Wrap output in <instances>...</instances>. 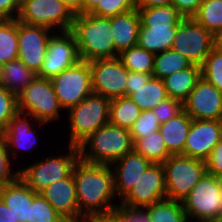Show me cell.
Returning <instances> with one entry per match:
<instances>
[{"instance_id":"obj_15","label":"cell","mask_w":222,"mask_h":222,"mask_svg":"<svg viewBox=\"0 0 222 222\" xmlns=\"http://www.w3.org/2000/svg\"><path fill=\"white\" fill-rule=\"evenodd\" d=\"M94 93L110 99L125 96L129 70L118 57L89 62Z\"/></svg>"},{"instance_id":"obj_52","label":"cell","mask_w":222,"mask_h":222,"mask_svg":"<svg viewBox=\"0 0 222 222\" xmlns=\"http://www.w3.org/2000/svg\"><path fill=\"white\" fill-rule=\"evenodd\" d=\"M213 46L222 50V27L212 33Z\"/></svg>"},{"instance_id":"obj_49","label":"cell","mask_w":222,"mask_h":222,"mask_svg":"<svg viewBox=\"0 0 222 222\" xmlns=\"http://www.w3.org/2000/svg\"><path fill=\"white\" fill-rule=\"evenodd\" d=\"M0 222H18L9 207L0 198Z\"/></svg>"},{"instance_id":"obj_26","label":"cell","mask_w":222,"mask_h":222,"mask_svg":"<svg viewBox=\"0 0 222 222\" xmlns=\"http://www.w3.org/2000/svg\"><path fill=\"white\" fill-rule=\"evenodd\" d=\"M36 76L17 58L3 65L0 84L18 96Z\"/></svg>"},{"instance_id":"obj_43","label":"cell","mask_w":222,"mask_h":222,"mask_svg":"<svg viewBox=\"0 0 222 222\" xmlns=\"http://www.w3.org/2000/svg\"><path fill=\"white\" fill-rule=\"evenodd\" d=\"M203 0H173L172 5L184 18H192Z\"/></svg>"},{"instance_id":"obj_48","label":"cell","mask_w":222,"mask_h":222,"mask_svg":"<svg viewBox=\"0 0 222 222\" xmlns=\"http://www.w3.org/2000/svg\"><path fill=\"white\" fill-rule=\"evenodd\" d=\"M173 0H134L135 8H150L171 5Z\"/></svg>"},{"instance_id":"obj_25","label":"cell","mask_w":222,"mask_h":222,"mask_svg":"<svg viewBox=\"0 0 222 222\" xmlns=\"http://www.w3.org/2000/svg\"><path fill=\"white\" fill-rule=\"evenodd\" d=\"M200 77L201 67L197 65H192L169 75L163 79L168 97L178 99L183 103L195 88Z\"/></svg>"},{"instance_id":"obj_2","label":"cell","mask_w":222,"mask_h":222,"mask_svg":"<svg viewBox=\"0 0 222 222\" xmlns=\"http://www.w3.org/2000/svg\"><path fill=\"white\" fill-rule=\"evenodd\" d=\"M71 32L76 38L81 60L90 62L118 57L112 38L111 17L75 14Z\"/></svg>"},{"instance_id":"obj_20","label":"cell","mask_w":222,"mask_h":222,"mask_svg":"<svg viewBox=\"0 0 222 222\" xmlns=\"http://www.w3.org/2000/svg\"><path fill=\"white\" fill-rule=\"evenodd\" d=\"M40 194L67 222H84L86 217L77 203L73 174L65 179L49 184Z\"/></svg>"},{"instance_id":"obj_3","label":"cell","mask_w":222,"mask_h":222,"mask_svg":"<svg viewBox=\"0 0 222 222\" xmlns=\"http://www.w3.org/2000/svg\"><path fill=\"white\" fill-rule=\"evenodd\" d=\"M136 9L141 19L137 45L154 54L171 49L184 17L172 4Z\"/></svg>"},{"instance_id":"obj_42","label":"cell","mask_w":222,"mask_h":222,"mask_svg":"<svg viewBox=\"0 0 222 222\" xmlns=\"http://www.w3.org/2000/svg\"><path fill=\"white\" fill-rule=\"evenodd\" d=\"M205 163L207 173L216 176L222 172V140L213 148Z\"/></svg>"},{"instance_id":"obj_54","label":"cell","mask_w":222,"mask_h":222,"mask_svg":"<svg viewBox=\"0 0 222 222\" xmlns=\"http://www.w3.org/2000/svg\"><path fill=\"white\" fill-rule=\"evenodd\" d=\"M210 222H222V217H218L217 219L212 220Z\"/></svg>"},{"instance_id":"obj_53","label":"cell","mask_w":222,"mask_h":222,"mask_svg":"<svg viewBox=\"0 0 222 222\" xmlns=\"http://www.w3.org/2000/svg\"><path fill=\"white\" fill-rule=\"evenodd\" d=\"M216 178L218 180V184H219L220 188L222 189V172L220 174H217Z\"/></svg>"},{"instance_id":"obj_18","label":"cell","mask_w":222,"mask_h":222,"mask_svg":"<svg viewBox=\"0 0 222 222\" xmlns=\"http://www.w3.org/2000/svg\"><path fill=\"white\" fill-rule=\"evenodd\" d=\"M222 140V120L192 119L183 156L205 161Z\"/></svg>"},{"instance_id":"obj_39","label":"cell","mask_w":222,"mask_h":222,"mask_svg":"<svg viewBox=\"0 0 222 222\" xmlns=\"http://www.w3.org/2000/svg\"><path fill=\"white\" fill-rule=\"evenodd\" d=\"M135 9L134 0H100L90 13L99 17H112Z\"/></svg>"},{"instance_id":"obj_35","label":"cell","mask_w":222,"mask_h":222,"mask_svg":"<svg viewBox=\"0 0 222 222\" xmlns=\"http://www.w3.org/2000/svg\"><path fill=\"white\" fill-rule=\"evenodd\" d=\"M27 222H67L51 204L38 193L29 203V219Z\"/></svg>"},{"instance_id":"obj_44","label":"cell","mask_w":222,"mask_h":222,"mask_svg":"<svg viewBox=\"0 0 222 222\" xmlns=\"http://www.w3.org/2000/svg\"><path fill=\"white\" fill-rule=\"evenodd\" d=\"M151 77L152 74L129 71L126 80L125 96L129 97L132 94V89H137L142 85H145Z\"/></svg>"},{"instance_id":"obj_50","label":"cell","mask_w":222,"mask_h":222,"mask_svg":"<svg viewBox=\"0 0 222 222\" xmlns=\"http://www.w3.org/2000/svg\"><path fill=\"white\" fill-rule=\"evenodd\" d=\"M64 2L74 14H82L83 0H61Z\"/></svg>"},{"instance_id":"obj_27","label":"cell","mask_w":222,"mask_h":222,"mask_svg":"<svg viewBox=\"0 0 222 222\" xmlns=\"http://www.w3.org/2000/svg\"><path fill=\"white\" fill-rule=\"evenodd\" d=\"M148 222H189L183 204L172 199H162L142 209Z\"/></svg>"},{"instance_id":"obj_11","label":"cell","mask_w":222,"mask_h":222,"mask_svg":"<svg viewBox=\"0 0 222 222\" xmlns=\"http://www.w3.org/2000/svg\"><path fill=\"white\" fill-rule=\"evenodd\" d=\"M50 80L64 113L93 92L91 70L87 61L80 60Z\"/></svg>"},{"instance_id":"obj_5","label":"cell","mask_w":222,"mask_h":222,"mask_svg":"<svg viewBox=\"0 0 222 222\" xmlns=\"http://www.w3.org/2000/svg\"><path fill=\"white\" fill-rule=\"evenodd\" d=\"M110 102V98L92 92L66 111L70 137L68 146L78 147L98 128L109 123Z\"/></svg>"},{"instance_id":"obj_12","label":"cell","mask_w":222,"mask_h":222,"mask_svg":"<svg viewBox=\"0 0 222 222\" xmlns=\"http://www.w3.org/2000/svg\"><path fill=\"white\" fill-rule=\"evenodd\" d=\"M213 48L210 31L193 18H184L180 22L171 49L186 57L192 65L201 67Z\"/></svg>"},{"instance_id":"obj_31","label":"cell","mask_w":222,"mask_h":222,"mask_svg":"<svg viewBox=\"0 0 222 222\" xmlns=\"http://www.w3.org/2000/svg\"><path fill=\"white\" fill-rule=\"evenodd\" d=\"M18 58V20L0 19V63Z\"/></svg>"},{"instance_id":"obj_17","label":"cell","mask_w":222,"mask_h":222,"mask_svg":"<svg viewBox=\"0 0 222 222\" xmlns=\"http://www.w3.org/2000/svg\"><path fill=\"white\" fill-rule=\"evenodd\" d=\"M183 110L199 120H222V92L203 77L183 102Z\"/></svg>"},{"instance_id":"obj_22","label":"cell","mask_w":222,"mask_h":222,"mask_svg":"<svg viewBox=\"0 0 222 222\" xmlns=\"http://www.w3.org/2000/svg\"><path fill=\"white\" fill-rule=\"evenodd\" d=\"M37 194L20 177L0 186V198L9 207L18 222L28 221L29 203H32Z\"/></svg>"},{"instance_id":"obj_36","label":"cell","mask_w":222,"mask_h":222,"mask_svg":"<svg viewBox=\"0 0 222 222\" xmlns=\"http://www.w3.org/2000/svg\"><path fill=\"white\" fill-rule=\"evenodd\" d=\"M201 77L222 92V50L213 48L201 66Z\"/></svg>"},{"instance_id":"obj_47","label":"cell","mask_w":222,"mask_h":222,"mask_svg":"<svg viewBox=\"0 0 222 222\" xmlns=\"http://www.w3.org/2000/svg\"><path fill=\"white\" fill-rule=\"evenodd\" d=\"M117 211L125 218L126 222H148L142 210L118 208Z\"/></svg>"},{"instance_id":"obj_13","label":"cell","mask_w":222,"mask_h":222,"mask_svg":"<svg viewBox=\"0 0 222 222\" xmlns=\"http://www.w3.org/2000/svg\"><path fill=\"white\" fill-rule=\"evenodd\" d=\"M166 198L165 170L162 164H152L129 193L119 202V208L142 210Z\"/></svg>"},{"instance_id":"obj_10","label":"cell","mask_w":222,"mask_h":222,"mask_svg":"<svg viewBox=\"0 0 222 222\" xmlns=\"http://www.w3.org/2000/svg\"><path fill=\"white\" fill-rule=\"evenodd\" d=\"M182 204L189 222H210L222 217V189L216 176L205 173Z\"/></svg>"},{"instance_id":"obj_9","label":"cell","mask_w":222,"mask_h":222,"mask_svg":"<svg viewBox=\"0 0 222 222\" xmlns=\"http://www.w3.org/2000/svg\"><path fill=\"white\" fill-rule=\"evenodd\" d=\"M75 14L61 0H21L17 20L54 32L71 31Z\"/></svg>"},{"instance_id":"obj_23","label":"cell","mask_w":222,"mask_h":222,"mask_svg":"<svg viewBox=\"0 0 222 222\" xmlns=\"http://www.w3.org/2000/svg\"><path fill=\"white\" fill-rule=\"evenodd\" d=\"M140 25L141 19L136 8L111 17L112 38L118 53L137 46Z\"/></svg>"},{"instance_id":"obj_7","label":"cell","mask_w":222,"mask_h":222,"mask_svg":"<svg viewBox=\"0 0 222 222\" xmlns=\"http://www.w3.org/2000/svg\"><path fill=\"white\" fill-rule=\"evenodd\" d=\"M18 110L45 124L60 121V115H64L51 80L40 76L18 95Z\"/></svg>"},{"instance_id":"obj_6","label":"cell","mask_w":222,"mask_h":222,"mask_svg":"<svg viewBox=\"0 0 222 222\" xmlns=\"http://www.w3.org/2000/svg\"><path fill=\"white\" fill-rule=\"evenodd\" d=\"M79 159L78 147L68 146L63 154L49 155L17 170L19 177L35 193H40L49 184L69 177Z\"/></svg>"},{"instance_id":"obj_37","label":"cell","mask_w":222,"mask_h":222,"mask_svg":"<svg viewBox=\"0 0 222 222\" xmlns=\"http://www.w3.org/2000/svg\"><path fill=\"white\" fill-rule=\"evenodd\" d=\"M159 127L160 123L155 117L154 112L152 110H145L141 111V114L129 131L134 142L136 139L145 138L158 131Z\"/></svg>"},{"instance_id":"obj_41","label":"cell","mask_w":222,"mask_h":222,"mask_svg":"<svg viewBox=\"0 0 222 222\" xmlns=\"http://www.w3.org/2000/svg\"><path fill=\"white\" fill-rule=\"evenodd\" d=\"M183 110V103L178 99L168 97L161 101L152 111L160 124L178 115Z\"/></svg>"},{"instance_id":"obj_38","label":"cell","mask_w":222,"mask_h":222,"mask_svg":"<svg viewBox=\"0 0 222 222\" xmlns=\"http://www.w3.org/2000/svg\"><path fill=\"white\" fill-rule=\"evenodd\" d=\"M18 112V96L0 84V133Z\"/></svg>"},{"instance_id":"obj_33","label":"cell","mask_w":222,"mask_h":222,"mask_svg":"<svg viewBox=\"0 0 222 222\" xmlns=\"http://www.w3.org/2000/svg\"><path fill=\"white\" fill-rule=\"evenodd\" d=\"M155 54L140 48L138 45L130 47L118 54L124 67L132 72L152 74Z\"/></svg>"},{"instance_id":"obj_46","label":"cell","mask_w":222,"mask_h":222,"mask_svg":"<svg viewBox=\"0 0 222 222\" xmlns=\"http://www.w3.org/2000/svg\"><path fill=\"white\" fill-rule=\"evenodd\" d=\"M87 222H126L125 218L116 210L109 213H103L91 216L86 219Z\"/></svg>"},{"instance_id":"obj_30","label":"cell","mask_w":222,"mask_h":222,"mask_svg":"<svg viewBox=\"0 0 222 222\" xmlns=\"http://www.w3.org/2000/svg\"><path fill=\"white\" fill-rule=\"evenodd\" d=\"M133 150L153 164H163L171 155L168 153L161 133L158 131L134 141Z\"/></svg>"},{"instance_id":"obj_40","label":"cell","mask_w":222,"mask_h":222,"mask_svg":"<svg viewBox=\"0 0 222 222\" xmlns=\"http://www.w3.org/2000/svg\"><path fill=\"white\" fill-rule=\"evenodd\" d=\"M7 150L2 133H0V186L11 183L19 177V170L13 171L14 163Z\"/></svg>"},{"instance_id":"obj_21","label":"cell","mask_w":222,"mask_h":222,"mask_svg":"<svg viewBox=\"0 0 222 222\" xmlns=\"http://www.w3.org/2000/svg\"><path fill=\"white\" fill-rule=\"evenodd\" d=\"M153 163L134 150L110 166L114 173L115 191L121 201L134 187L140 176Z\"/></svg>"},{"instance_id":"obj_4","label":"cell","mask_w":222,"mask_h":222,"mask_svg":"<svg viewBox=\"0 0 222 222\" xmlns=\"http://www.w3.org/2000/svg\"><path fill=\"white\" fill-rule=\"evenodd\" d=\"M133 144L129 130L108 123L78 146L80 160L111 165L133 151Z\"/></svg>"},{"instance_id":"obj_34","label":"cell","mask_w":222,"mask_h":222,"mask_svg":"<svg viewBox=\"0 0 222 222\" xmlns=\"http://www.w3.org/2000/svg\"><path fill=\"white\" fill-rule=\"evenodd\" d=\"M211 33L222 27V0H203L192 17Z\"/></svg>"},{"instance_id":"obj_16","label":"cell","mask_w":222,"mask_h":222,"mask_svg":"<svg viewBox=\"0 0 222 222\" xmlns=\"http://www.w3.org/2000/svg\"><path fill=\"white\" fill-rule=\"evenodd\" d=\"M55 32L18 21V59L35 74L42 68L47 45Z\"/></svg>"},{"instance_id":"obj_1","label":"cell","mask_w":222,"mask_h":222,"mask_svg":"<svg viewBox=\"0 0 222 222\" xmlns=\"http://www.w3.org/2000/svg\"><path fill=\"white\" fill-rule=\"evenodd\" d=\"M77 203L80 212L89 218L119 208L112 167L78 160L73 168Z\"/></svg>"},{"instance_id":"obj_8","label":"cell","mask_w":222,"mask_h":222,"mask_svg":"<svg viewBox=\"0 0 222 222\" xmlns=\"http://www.w3.org/2000/svg\"><path fill=\"white\" fill-rule=\"evenodd\" d=\"M162 165L165 170L166 198L180 202L207 173L205 161L183 155H171Z\"/></svg>"},{"instance_id":"obj_28","label":"cell","mask_w":222,"mask_h":222,"mask_svg":"<svg viewBox=\"0 0 222 222\" xmlns=\"http://www.w3.org/2000/svg\"><path fill=\"white\" fill-rule=\"evenodd\" d=\"M141 111L153 110L161 101L168 98L164 81L151 77L149 81L137 89H132L129 96Z\"/></svg>"},{"instance_id":"obj_51","label":"cell","mask_w":222,"mask_h":222,"mask_svg":"<svg viewBox=\"0 0 222 222\" xmlns=\"http://www.w3.org/2000/svg\"><path fill=\"white\" fill-rule=\"evenodd\" d=\"M100 0H83L82 14H90L98 5Z\"/></svg>"},{"instance_id":"obj_14","label":"cell","mask_w":222,"mask_h":222,"mask_svg":"<svg viewBox=\"0 0 222 222\" xmlns=\"http://www.w3.org/2000/svg\"><path fill=\"white\" fill-rule=\"evenodd\" d=\"M80 60L74 34L71 31L55 32L48 41L45 59L37 76L51 79Z\"/></svg>"},{"instance_id":"obj_55","label":"cell","mask_w":222,"mask_h":222,"mask_svg":"<svg viewBox=\"0 0 222 222\" xmlns=\"http://www.w3.org/2000/svg\"><path fill=\"white\" fill-rule=\"evenodd\" d=\"M2 68H3V64L0 63V76H1Z\"/></svg>"},{"instance_id":"obj_32","label":"cell","mask_w":222,"mask_h":222,"mask_svg":"<svg viewBox=\"0 0 222 222\" xmlns=\"http://www.w3.org/2000/svg\"><path fill=\"white\" fill-rule=\"evenodd\" d=\"M191 66V62L186 57L173 49H168L155 54L152 76L163 80L169 75Z\"/></svg>"},{"instance_id":"obj_29","label":"cell","mask_w":222,"mask_h":222,"mask_svg":"<svg viewBox=\"0 0 222 222\" xmlns=\"http://www.w3.org/2000/svg\"><path fill=\"white\" fill-rule=\"evenodd\" d=\"M141 114L140 108L130 97L122 96L111 99L109 123L130 130Z\"/></svg>"},{"instance_id":"obj_19","label":"cell","mask_w":222,"mask_h":222,"mask_svg":"<svg viewBox=\"0 0 222 222\" xmlns=\"http://www.w3.org/2000/svg\"><path fill=\"white\" fill-rule=\"evenodd\" d=\"M33 121L36 122L35 125ZM37 125L41 128L48 124L38 122L31 115L18 112L1 132L12 161L13 159L20 158L18 157L19 150L23 151L24 149V151H28L31 150L30 148L36 146L38 135L37 128L34 126Z\"/></svg>"},{"instance_id":"obj_45","label":"cell","mask_w":222,"mask_h":222,"mask_svg":"<svg viewBox=\"0 0 222 222\" xmlns=\"http://www.w3.org/2000/svg\"><path fill=\"white\" fill-rule=\"evenodd\" d=\"M21 0H0V19H16Z\"/></svg>"},{"instance_id":"obj_24","label":"cell","mask_w":222,"mask_h":222,"mask_svg":"<svg viewBox=\"0 0 222 222\" xmlns=\"http://www.w3.org/2000/svg\"><path fill=\"white\" fill-rule=\"evenodd\" d=\"M192 118L182 110L167 122L160 124L159 132L170 155H182Z\"/></svg>"}]
</instances>
